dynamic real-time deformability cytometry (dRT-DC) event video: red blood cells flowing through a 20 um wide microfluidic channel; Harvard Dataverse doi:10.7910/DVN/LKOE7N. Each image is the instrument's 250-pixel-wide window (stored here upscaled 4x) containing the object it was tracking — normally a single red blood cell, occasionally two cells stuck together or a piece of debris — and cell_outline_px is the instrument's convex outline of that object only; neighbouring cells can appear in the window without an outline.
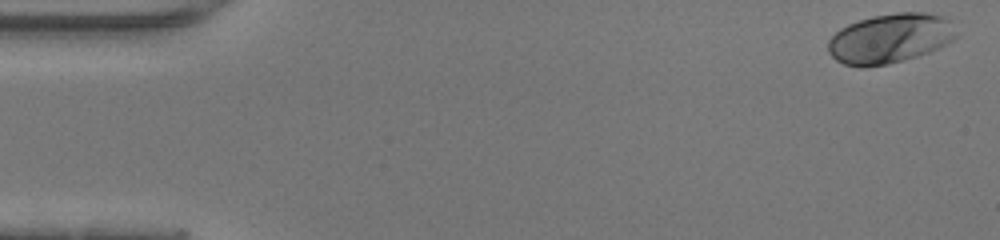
{"species": "human", "species_latin": "Homo sapiens", "temperature_condition": "warm", "stored_images_in_passage": 46, "camera_frame_rate_fps": 3000, "um_per_image_px": 0.085, "donor": {"sex": "female"}, "frame": {"image": 1, "passage_image": 1, "time_ms": 0.0, "image_size_px": [1000, 240], "cell_outline_px": [[960, 36], [928, 52], [916, 56], [888, 64], [860, 68], [844, 64], [836, 60], [828, 52], [828, 40], [840, 28], [848, 24], [872, 16], [896, 12], [924, 12], [940, 16], [948, 20]], "centroid_in_image_um": [75.62, 3.27], "position_along_channel_um": 9.4, "area_um2": 36.93}}
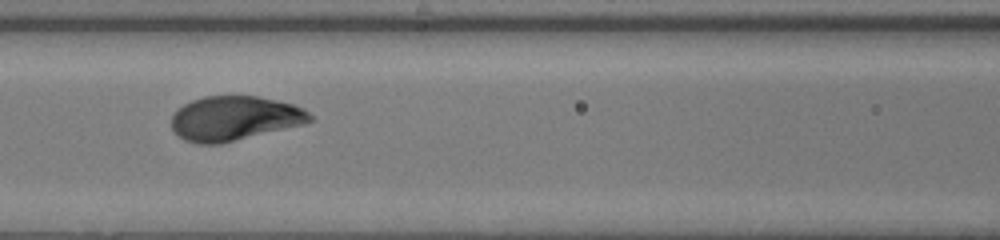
{"frame": {"image": 2, "passage_image": 20, "time_ms": 6.333, "image_size_px": [1000, 240], "cell_outline_px": [[316, 120], [304, 124], [220, 144], [200, 144], [184, 140], [172, 128], [172, 116], [176, 108], [192, 100], [204, 96], [260, 96], [292, 104], [308, 112]], "centroid_in_image_um": [19.92, 10.05], "position_along_channel_um": 146.7, "area_um2": 35.84}}
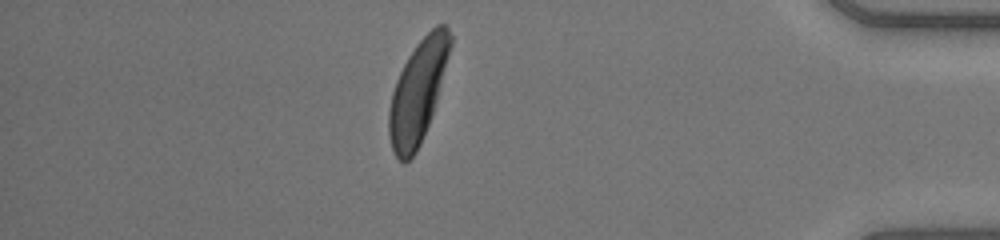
{"frame": {"image": 3, "passage_image": 40, "time_ms": 13.0, "image_size_px": [1000, 240], "cell_outline_px": [[452, 44], [436, 100], [428, 124], [420, 144], [416, 152], [404, 164], [396, 156], [392, 148], [388, 136], [388, 112], [392, 92], [396, 80], [408, 56], [416, 44], [436, 24], [444, 24], [448, 28], [452, 36]], "centroid_in_image_um": [35.5, 7.78], "position_along_channel_um": 399.7, "area_um2": 36.07}, "authors_computed_cell_mechanics": {"area_um2": 36.0672, "velocity_mm_per_s": 4.4137, "shape_relaxation_time_tau1_ms": 1.8779, "shape_relaxation_time_tau2_ms": null, "deformation_change_tau1": 0.1668, "deformation_change_tau2": null}}